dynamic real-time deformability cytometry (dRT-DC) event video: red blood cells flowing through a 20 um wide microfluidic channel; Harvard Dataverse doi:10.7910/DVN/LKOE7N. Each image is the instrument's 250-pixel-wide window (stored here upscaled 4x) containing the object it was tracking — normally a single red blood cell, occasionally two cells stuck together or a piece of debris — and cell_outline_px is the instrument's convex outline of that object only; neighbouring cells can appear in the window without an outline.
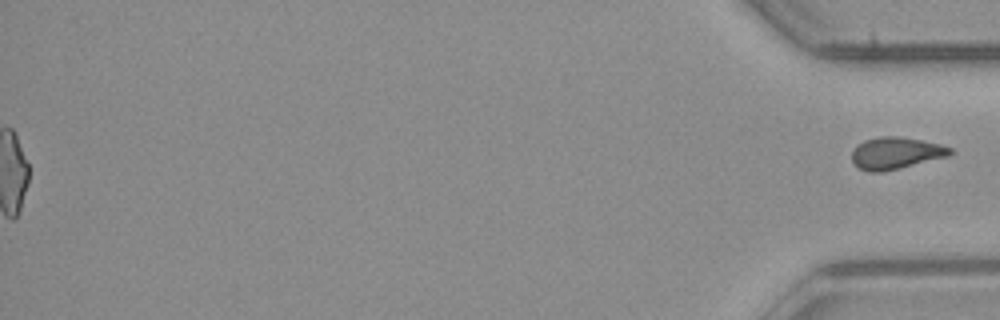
{"species": "common noctule bat (a hibernating species)", "species_latin": "Nyctalus noctula", "temperature_condition": "room temperature", "stored_images_in_passage": 53, "segment_of_instrument_passage": [2, 2], "camera_frame_rate_fps": 3000, "um_per_image_px": 0.085, "animal": {"sex": "male", "body_mass_g": 23.1, "forearm_length_mm": 52.7}, "frame": {"image": 1, "passage_image": 53, "time_ms": 17.333, "image_size_px": [1000, 320], "cell_outline_px": [[952, 152], [948, 156], [900, 168], [880, 172], [868, 172], [860, 168], [852, 160], [852, 152], [864, 140], [880, 136], [896, 136], [920, 140], [940, 144], [952, 148]], "centroid_in_image_um": [76.15, 13.01], "position_along_channel_um": 359.0, "area_um2": 17.98}}